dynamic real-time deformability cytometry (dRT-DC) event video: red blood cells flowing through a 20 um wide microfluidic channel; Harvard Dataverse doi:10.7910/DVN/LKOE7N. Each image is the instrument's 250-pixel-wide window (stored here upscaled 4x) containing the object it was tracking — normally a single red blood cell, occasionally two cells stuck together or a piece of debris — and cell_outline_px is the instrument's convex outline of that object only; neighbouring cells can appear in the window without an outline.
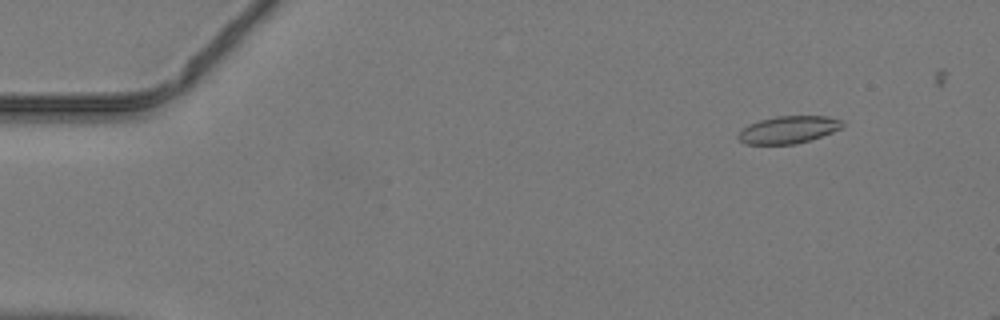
{"species": "common noctule bat (a hibernating species)", "species_latin": "Nyctalus noctula", "temperature_condition": "warm", "stored_images_in_passage": 11, "camera_frame_rate_fps": 3000, "um_per_image_px": 0.085, "animal": {"sex": "male", "body_mass_g": 19.2, "forearm_length_mm": 51.8}, "frame": {"image": 1, "passage_image": 5, "time_ms": 1.333, "image_size_px": [1000, 320], "cell_outline_px": [[844, 124], [840, 128], [832, 132], [796, 144], [744, 144], [736, 136], [748, 124], [760, 120], [776, 116], [828, 116], [840, 120]], "centroid_in_image_um": [66.98, 11.02], "position_along_channel_um": 18.0, "area_um2": 16.42}}